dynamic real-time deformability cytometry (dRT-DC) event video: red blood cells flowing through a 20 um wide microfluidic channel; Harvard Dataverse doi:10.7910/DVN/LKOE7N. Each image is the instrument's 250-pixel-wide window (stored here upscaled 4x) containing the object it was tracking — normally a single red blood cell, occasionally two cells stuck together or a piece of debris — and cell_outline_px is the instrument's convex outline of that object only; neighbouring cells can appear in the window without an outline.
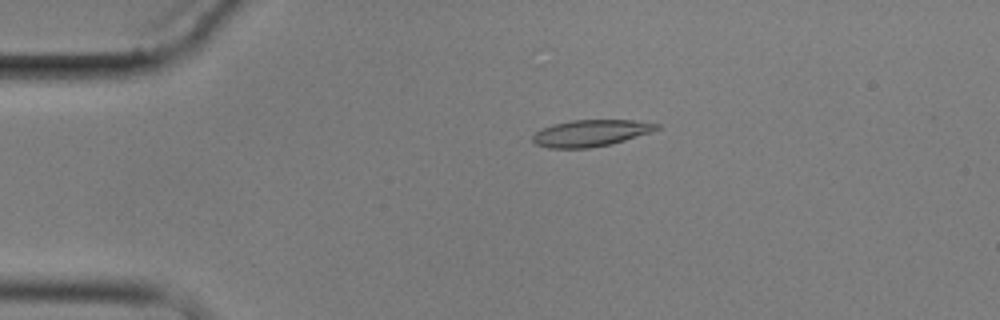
{"species": "common noctule bat (a hibernating species)", "species_latin": "Nyctalus noctula", "temperature_condition": "cold", "stored_images_in_passage": 6, "camera_frame_rate_fps": 3000, "um_per_image_px": 0.085, "animal": {"sex": "male", "body_mass_g": 17.9}, "frame": {"image": 1, "passage_image": 4, "time_ms": 3.667, "image_size_px": [1000, 320], "cell_outline_px": [[660, 128], [652, 132], [624, 140], [608, 144], [588, 148], [548, 148], [536, 144], [532, 140], [532, 136], [536, 132], [552, 124], [572, 120], [632, 120], [660, 124]], "centroid_in_image_um": [50.21, 11.31], "position_along_channel_um": 34.8, "area_um2": 19.07}}
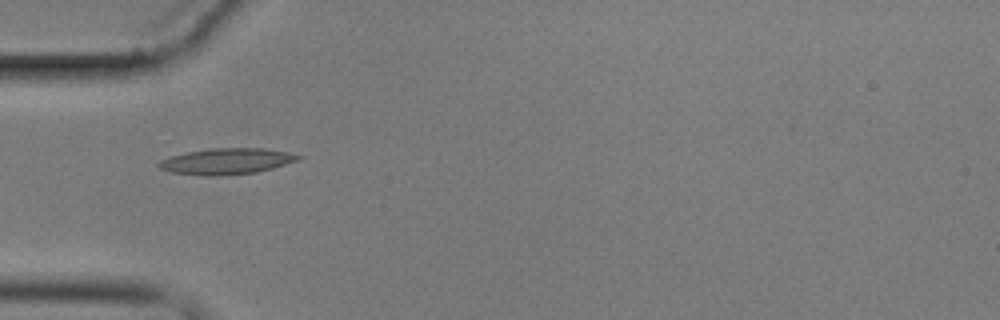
{"frame": {"image": 2, "passage_image": 5, "time_ms": 5.667, "image_size_px": [1000, 320], "cell_outline_px": [[304, 156], [300, 160], [272, 168], [256, 172], [220, 176], [204, 176], [172, 172], [160, 168], [156, 164], [160, 160], [168, 156], [208, 148], [264, 148], [288, 152]], "centroid_in_image_um": [19.26, 13.7], "position_along_channel_um": 65.7, "area_um2": 21.33}}
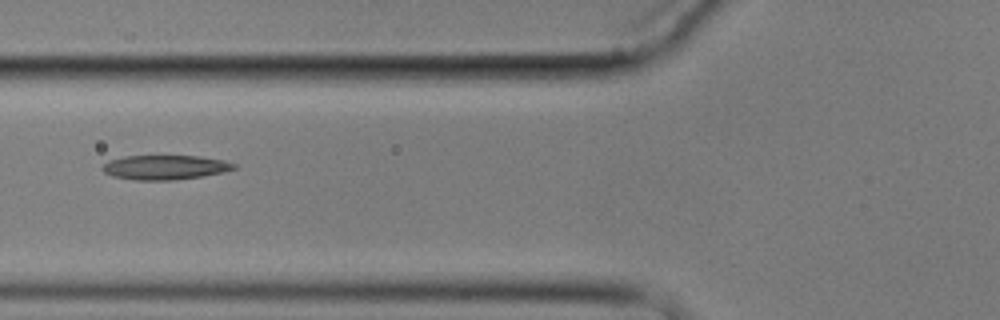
{"frame": {"image": 3, "passage_image": 6, "time_ms": 7.0, "image_size_px": [1000, 320], "cell_outline_px": [[236, 168], [224, 172], [204, 176], [172, 180], [132, 180], [112, 176], [104, 172], [100, 168], [108, 160], [124, 156], [196, 156], [224, 160], [236, 164]], "centroid_in_image_um": [14.0, 14.23], "position_along_channel_um": 111.8, "area_um2": 18.84}}